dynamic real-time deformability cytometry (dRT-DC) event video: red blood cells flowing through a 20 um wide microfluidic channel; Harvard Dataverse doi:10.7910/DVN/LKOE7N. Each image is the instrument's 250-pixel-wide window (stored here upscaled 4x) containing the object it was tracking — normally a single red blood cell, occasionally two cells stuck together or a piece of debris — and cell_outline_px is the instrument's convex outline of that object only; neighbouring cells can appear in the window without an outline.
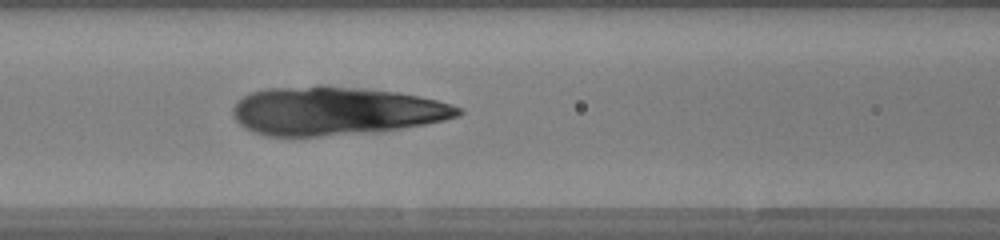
{"species": "human", "species_latin": "Homo sapiens", "temperature_condition": "warm", "stored_images_in_passage": 47, "camera_frame_rate_fps": 3000, "um_per_image_px": 0.085, "donor": {"sex": "female"}, "frame": {"image": 1, "passage_image": 19, "time_ms": 6.0, "image_size_px": [1000, 240], "cell_outline_px": [[464, 112], [460, 116], [444, 120], [424, 124], [380, 132], [320, 136], [268, 136], [252, 132], [244, 128], [232, 116], [232, 108], [236, 100], [252, 92], [264, 88], [364, 88], [396, 92], [436, 100], [452, 104], [460, 108]], "centroid_in_image_um": [28.51, 9.47], "position_along_channel_um": 138.1, "area_um2": 62.89}}
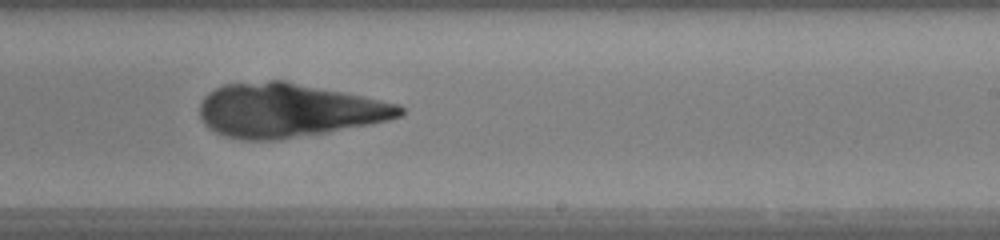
{"frame": {"image": 2, "passage_image": 28, "time_ms": 9.0, "image_size_px": [1000, 240], "cell_outline_px": [[404, 112], [400, 116], [388, 120], [372, 124], [328, 132], [280, 140], [240, 140], [224, 136], [208, 128], [204, 124], [200, 116], [200, 104], [204, 96], [208, 92], [224, 84], [268, 80], [284, 80], [364, 96], [400, 104], [404, 108]], "centroid_in_image_um": [24.5, 9.38], "position_along_channel_um": 264.5, "area_um2": 63.23}}
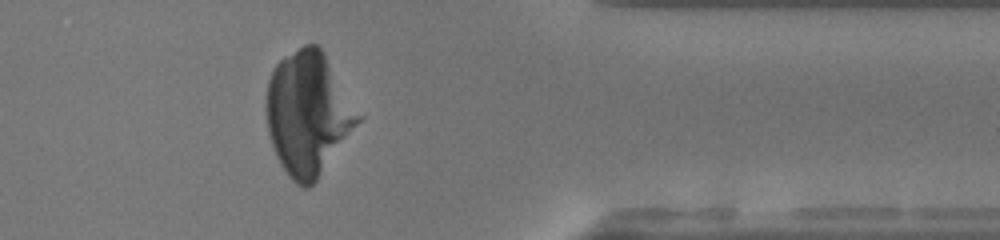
{"frame": {"image": 3, "passage_image": 38, "time_ms": 12.333, "image_size_px": [1000, 240], "cell_outline_px": [[364, 116], [316, 180], [308, 188], [304, 188], [296, 184], [288, 176], [280, 164], [276, 156], [268, 132], [264, 108], [268, 80], [272, 68], [284, 56], [304, 44], [316, 44], [324, 52]], "centroid_in_image_um": [26.18, 9.62], "position_along_channel_um": 385.2, "area_um2": 66.47}}